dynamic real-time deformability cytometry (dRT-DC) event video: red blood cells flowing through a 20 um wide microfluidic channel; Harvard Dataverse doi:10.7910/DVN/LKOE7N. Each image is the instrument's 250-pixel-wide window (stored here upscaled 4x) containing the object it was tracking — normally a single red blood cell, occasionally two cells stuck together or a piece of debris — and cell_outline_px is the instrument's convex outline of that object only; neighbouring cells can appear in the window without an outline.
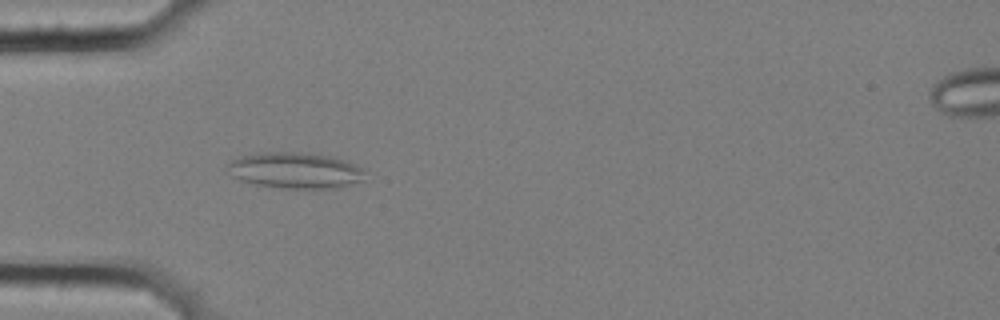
{"species": "common noctule bat (a hibernating species)", "species_latin": "Nyctalus noctula", "temperature_condition": "cold", "stored_images_in_passage": 3, "camera_frame_rate_fps": 3000, "um_per_image_px": 0.085, "animal": {"sex": "female", "body_mass_g": 25.1}, "frame": {"image": 1, "passage_image": 1, "time_ms": 0.0, "image_size_px": [1000, 320], "cell_outline_px": [[364, 172], [360, 180], [340, 188], [280, 188], [256, 184], [240, 180], [224, 172], [228, 164], [232, 160], [240, 156], [268, 152], [300, 152], [328, 156], [344, 160], [364, 168]], "centroid_in_image_um": [25.03, 14.49], "position_along_channel_um": 60.0, "area_um2": 28.73}}